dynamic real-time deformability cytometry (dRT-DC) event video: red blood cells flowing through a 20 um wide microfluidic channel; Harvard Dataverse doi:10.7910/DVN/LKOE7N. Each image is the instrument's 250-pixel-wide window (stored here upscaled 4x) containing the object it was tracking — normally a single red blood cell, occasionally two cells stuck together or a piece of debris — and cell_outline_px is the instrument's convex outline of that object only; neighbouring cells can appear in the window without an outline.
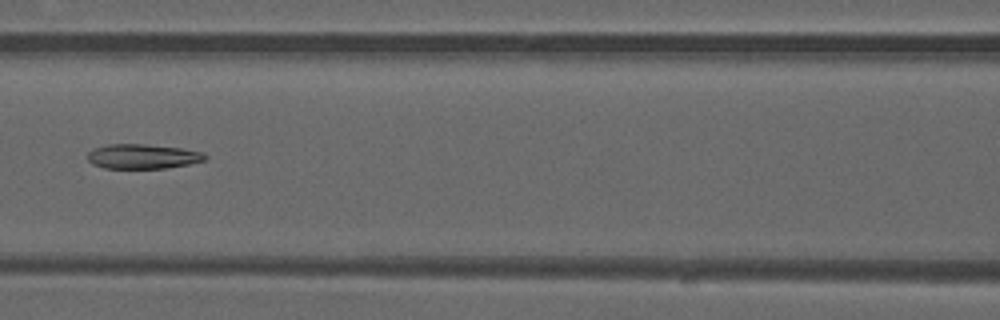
{"species": "common noctule bat (a hibernating species)", "species_latin": "Nyctalus noctula", "temperature_condition": "warm", "stored_images_in_passage": 50, "camera_frame_rate_fps": 3000, "um_per_image_px": 0.085, "animal": {"sex": "male", "forearm_length_mm": 52.5}, "frame": {"image": 1, "passage_image": 23, "time_ms": 7.333, "image_size_px": [1000, 320], "cell_outline_px": [[208, 156], [204, 160], [188, 164], [168, 168], [104, 168], [92, 164], [88, 160], [88, 152], [96, 148], [108, 144], [144, 144], [180, 148], [204, 152]], "centroid_in_image_um": [12.14, 13.3], "position_along_channel_um": 154.5, "area_um2": 16.82}}
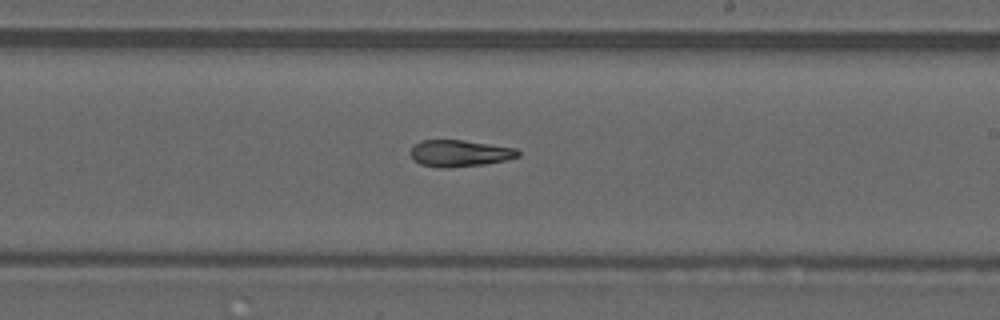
{"frame": {"image": 2, "passage_image": 30, "time_ms": 9.667, "image_size_px": [1000, 320], "cell_outline_px": [[520, 156], [504, 160], [484, 164], [448, 168], [440, 168], [420, 164], [412, 156], [412, 148], [420, 140], [460, 140], [516, 148], [520, 152]], "centroid_in_image_um": [39.09, 13.03], "position_along_channel_um": 249.9, "area_um2": 16.42}}
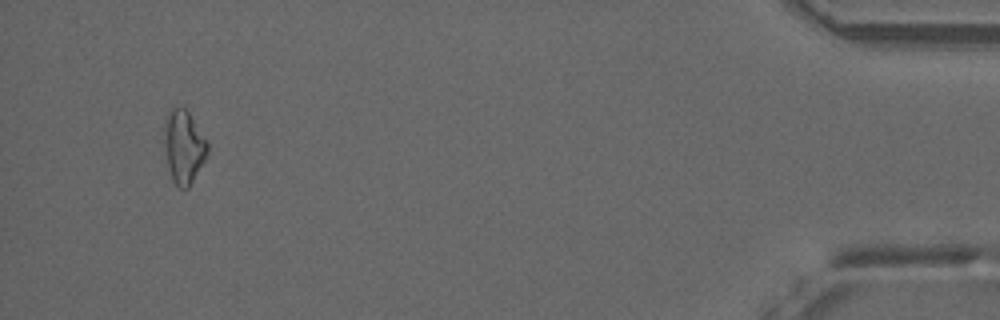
{"frame": {"image": 3, "passage_image": 48, "time_ms": 15.667, "image_size_px": [1000, 320], "cell_outline_px": [[208, 152], [204, 160], [188, 188], [180, 188], [172, 180], [168, 168], [164, 148], [164, 120], [172, 104], [184, 108], [188, 112], [208, 144]], "centroid_in_image_um": [15.57, 12.44], "position_along_channel_um": 419.6, "area_um2": 18.38}, "authors_computed_cell_mechanics": {"area_um2": 17.7157, "velocity_mm_per_s": 4.1089, "shape_relaxation_time_tau1_ms": null, "shape_relaxation_time_tau2_ms": 6.8817, "deformation_change_tau1": null, "deformation_change_tau2": 0.1582}}